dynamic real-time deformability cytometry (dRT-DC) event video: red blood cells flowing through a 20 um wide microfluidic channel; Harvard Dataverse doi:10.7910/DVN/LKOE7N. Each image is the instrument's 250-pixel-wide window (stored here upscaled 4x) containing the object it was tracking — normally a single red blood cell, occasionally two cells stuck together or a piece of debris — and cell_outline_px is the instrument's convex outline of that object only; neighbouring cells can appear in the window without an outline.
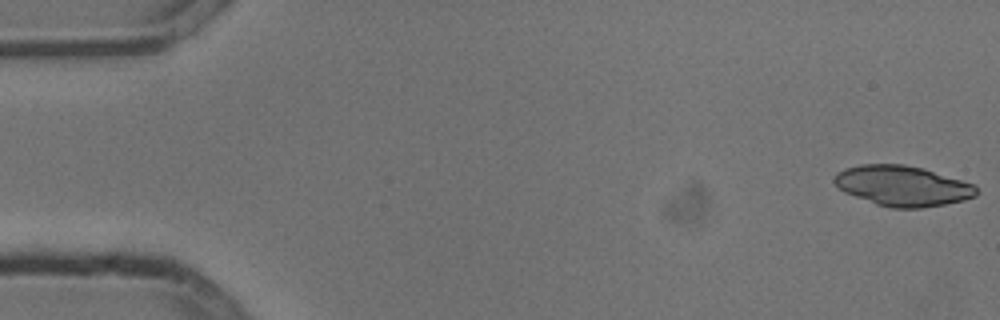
{"species": "common noctule bat (a hibernating species)", "species_latin": "Nyctalus noctula", "temperature_condition": "cold", "stored_images_in_passage": 4, "camera_frame_rate_fps": 3000, "um_per_image_px": 0.085, "animal": {"sex": "male", "body_mass_g": 13.3}, "frame": {"image": 1, "passage_image": 1, "time_ms": 0.0, "image_size_px": [1000, 320], "cell_outline_px": [[980, 192], [976, 196], [964, 200], [924, 208], [892, 208], [876, 204], [844, 192], [832, 180], [836, 172], [844, 168], [860, 164], [904, 164], [924, 168], [976, 184]], "centroid_in_image_um": [76.75, 15.79], "position_along_channel_um": 8.2, "area_um2": 33.76}}